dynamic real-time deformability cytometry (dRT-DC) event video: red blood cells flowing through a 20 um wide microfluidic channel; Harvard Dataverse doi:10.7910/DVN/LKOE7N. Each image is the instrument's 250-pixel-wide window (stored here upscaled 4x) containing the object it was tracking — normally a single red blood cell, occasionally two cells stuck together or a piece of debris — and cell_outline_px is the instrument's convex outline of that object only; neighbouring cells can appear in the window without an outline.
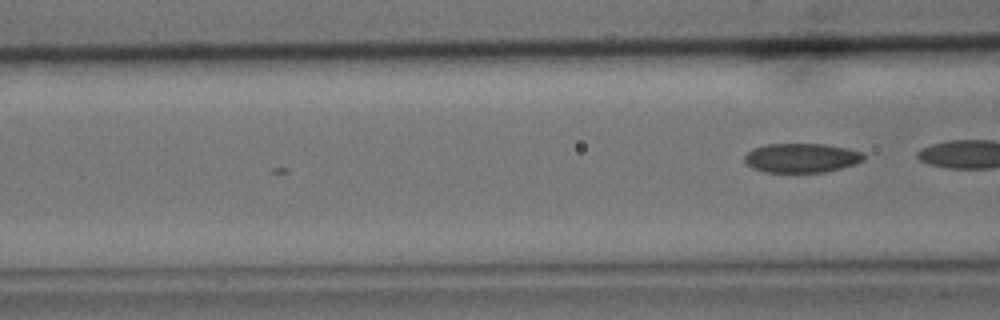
{"species": "common noctule bat (a hibernating species)", "species_latin": "Nyctalus noctula", "temperature_condition": "cold", "stored_images_in_passage": 7, "camera_frame_rate_fps": 3000, "um_per_image_px": 0.085, "animal": {"sex": "male", "body_mass_g": 15.6}, "frame": {"image": 1, "passage_image": 7, "time_ms": 2.0, "image_size_px": [1000, 320], "cell_outline_px": [[864, 160], [856, 164], [824, 172], [764, 172], [752, 168], [744, 160], [744, 156], [752, 148], [768, 144], [824, 144], [848, 148], [864, 152]], "centroid_in_image_um": [68.14, 13.42], "position_along_channel_um": 98.5, "area_um2": 20.4}}